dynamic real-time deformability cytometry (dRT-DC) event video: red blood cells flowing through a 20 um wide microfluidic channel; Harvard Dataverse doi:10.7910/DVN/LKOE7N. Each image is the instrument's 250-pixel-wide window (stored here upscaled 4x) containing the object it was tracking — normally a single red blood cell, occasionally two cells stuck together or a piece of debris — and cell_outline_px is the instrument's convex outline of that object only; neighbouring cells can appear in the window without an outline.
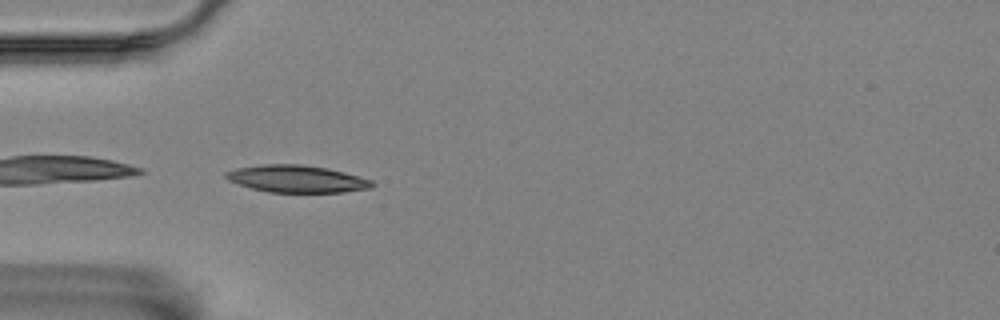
{"species": "Egyptian fruit bat (a non-hibernating species)", "species_latin": "Rousettus aegyptiacus", "temperature_condition": "room temperature", "stored_images_in_passage": 41, "camera_frame_rate_fps": 3000, "um_per_image_px": 0.085, "animal": {"sex": "female"}, "frame": {"image": 1, "passage_image": 1, "time_ms": 0.0, "image_size_px": [1000, 320], "cell_outline_px": [[376, 184], [372, 188], [344, 192], [268, 192], [252, 188], [228, 180], [224, 176], [224, 172], [236, 168], [264, 164], [300, 164], [328, 168], [344, 172], [372, 180]], "centroid_in_image_um": [25.24, 15.2], "position_along_channel_um": 59.8, "area_um2": 23.18}}
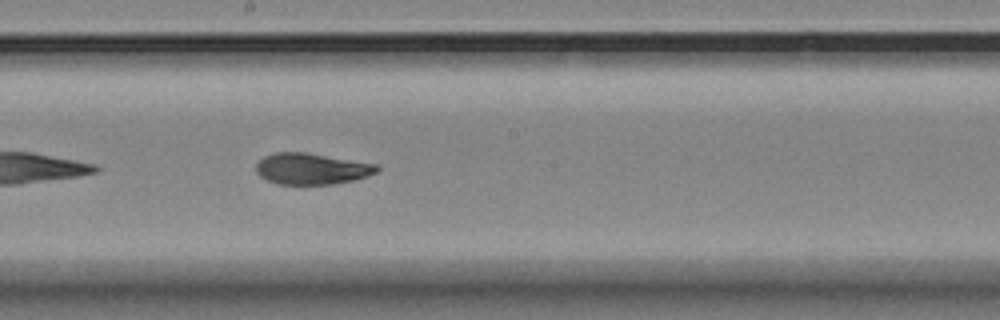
{"frame": {"image": 2, "passage_image": 15, "time_ms": 4.667, "image_size_px": [1000, 320], "cell_outline_px": [[380, 168], [376, 172], [368, 176], [352, 180], [332, 184], [276, 184], [260, 176], [256, 172], [256, 164], [264, 156], [276, 152], [304, 152], [376, 164]], "centroid_in_image_um": [26.46, 14.34], "position_along_channel_um": 221.7, "area_um2": 21.79}}
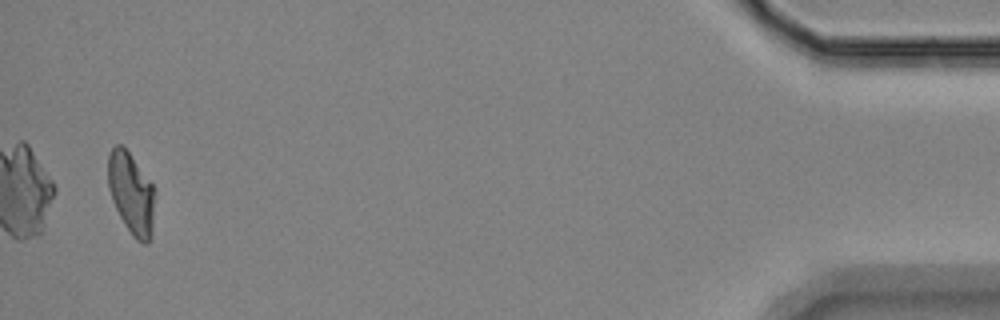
{"frame": {"image": 3, "passage_image": 39, "time_ms": 12.667, "image_size_px": [1000, 320], "cell_outline_px": [[156, 192], [152, 236], [148, 244], [144, 244], [136, 240], [132, 236], [124, 224], [112, 200], [108, 188], [108, 156], [112, 148], [116, 144], [120, 144], [128, 152], [156, 188]], "centroid_in_image_um": [11.19, 16.48], "position_along_channel_um": 424.0, "area_um2": 22.6}, "authors_computed_cell_mechanics": {"area_um2": 22.5998, "velocity_mm_per_s": 3.5191, "shape_relaxation_time_tau1_ms": 6.0808, "shape_relaxation_time_tau2_ms": 1.7614, "deformation_change_tau1": 0.1958, "deformation_change_tau2": 0.0694}}